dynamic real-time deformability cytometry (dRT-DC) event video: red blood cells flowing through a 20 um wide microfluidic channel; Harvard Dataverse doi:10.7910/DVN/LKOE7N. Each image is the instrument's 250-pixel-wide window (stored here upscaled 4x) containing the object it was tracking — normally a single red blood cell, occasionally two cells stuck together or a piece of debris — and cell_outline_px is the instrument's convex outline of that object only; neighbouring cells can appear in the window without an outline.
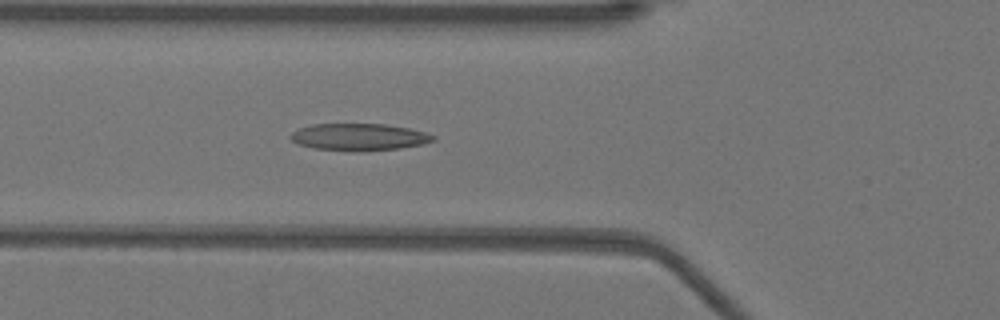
{"species": "Egyptian fruit bat (a non-hibernating species)", "species_latin": "Rousettus aegyptiacus", "temperature_condition": "warm", "stored_images_in_passage": 51, "camera_frame_rate_fps": 3000, "um_per_image_px": 0.085, "animal": {"sex": "female"}, "frame": {"image": 1, "passage_image": 18, "time_ms": 5.667, "image_size_px": [1000, 320], "cell_outline_px": [[436, 140], [424, 144], [400, 148], [312, 148], [300, 144], [292, 140], [288, 136], [292, 132], [300, 128], [312, 124], [384, 124], [408, 128], [424, 132], [436, 136]], "centroid_in_image_um": [30.54, 11.59], "position_along_channel_um": 95.3, "area_um2": 21.27}}
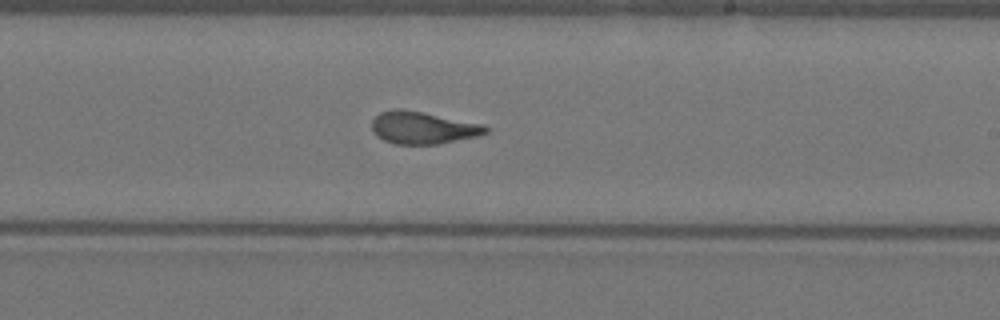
{"frame": {"image": 2, "passage_image": 30, "time_ms": 9.667, "image_size_px": [1000, 320], "cell_outline_px": [[488, 132], [476, 136], [440, 144], [396, 144], [384, 140], [376, 136], [372, 132], [372, 120], [380, 112], [392, 108], [400, 108], [424, 112], [484, 124], [488, 128]], "centroid_in_image_um": [35.92, 10.85], "position_along_channel_um": 253.1, "area_um2": 21.62}}
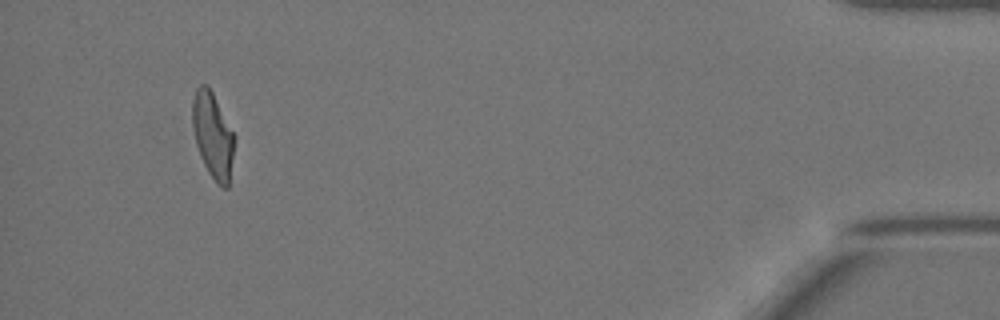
{"frame": {"image": 3, "passage_image": 48, "time_ms": 15.667, "image_size_px": [1000, 320], "cell_outline_px": [[236, 136], [228, 188], [220, 188], [208, 172], [200, 156], [196, 144], [192, 128], [192, 100], [196, 88], [200, 84], [208, 84]], "centroid_in_image_um": [18.09, 11.5], "position_along_channel_um": 417.1, "area_um2": 21.27}, "authors_computed_cell_mechanics": {"area_um2": 21.7328, "velocity_mm_per_s": 3.9386, "shape_relaxation_time_tau1_ms": 5.3158, "shape_relaxation_time_tau2_ms": 1.0515, "deformation_change_tau1": 0.214, "deformation_change_tau2": 0.0902}}